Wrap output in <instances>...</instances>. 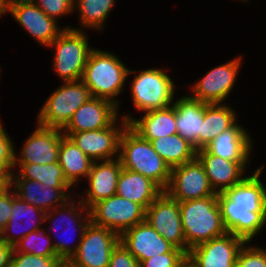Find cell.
Wrapping results in <instances>:
<instances>
[{"label":"cell","mask_w":266,"mask_h":267,"mask_svg":"<svg viewBox=\"0 0 266 267\" xmlns=\"http://www.w3.org/2000/svg\"><path fill=\"white\" fill-rule=\"evenodd\" d=\"M187 254L193 247L227 233L217 193L202 199L179 202Z\"/></svg>","instance_id":"obj_3"},{"label":"cell","mask_w":266,"mask_h":267,"mask_svg":"<svg viewBox=\"0 0 266 267\" xmlns=\"http://www.w3.org/2000/svg\"><path fill=\"white\" fill-rule=\"evenodd\" d=\"M236 112L225 103H205V114L200 133V149H203L220 133L237 122Z\"/></svg>","instance_id":"obj_29"},{"label":"cell","mask_w":266,"mask_h":267,"mask_svg":"<svg viewBox=\"0 0 266 267\" xmlns=\"http://www.w3.org/2000/svg\"><path fill=\"white\" fill-rule=\"evenodd\" d=\"M12 191L11 189L0 195V233L10 220L12 212Z\"/></svg>","instance_id":"obj_40"},{"label":"cell","mask_w":266,"mask_h":267,"mask_svg":"<svg viewBox=\"0 0 266 267\" xmlns=\"http://www.w3.org/2000/svg\"><path fill=\"white\" fill-rule=\"evenodd\" d=\"M58 162L64 177L72 185L77 186L78 179L88 177L93 161L67 136L60 140Z\"/></svg>","instance_id":"obj_28"},{"label":"cell","mask_w":266,"mask_h":267,"mask_svg":"<svg viewBox=\"0 0 266 267\" xmlns=\"http://www.w3.org/2000/svg\"><path fill=\"white\" fill-rule=\"evenodd\" d=\"M145 220L166 241L187 254L179 201L163 191L146 209Z\"/></svg>","instance_id":"obj_11"},{"label":"cell","mask_w":266,"mask_h":267,"mask_svg":"<svg viewBox=\"0 0 266 267\" xmlns=\"http://www.w3.org/2000/svg\"><path fill=\"white\" fill-rule=\"evenodd\" d=\"M196 157L203 164L209 183L217 194L240 183L245 178L242 176L246 165L250 163L226 160L210 154L204 148L197 150Z\"/></svg>","instance_id":"obj_21"},{"label":"cell","mask_w":266,"mask_h":267,"mask_svg":"<svg viewBox=\"0 0 266 267\" xmlns=\"http://www.w3.org/2000/svg\"><path fill=\"white\" fill-rule=\"evenodd\" d=\"M129 69L113 53L95 49L91 51L81 81L92 97L103 98L119 107L117 95L123 92Z\"/></svg>","instance_id":"obj_2"},{"label":"cell","mask_w":266,"mask_h":267,"mask_svg":"<svg viewBox=\"0 0 266 267\" xmlns=\"http://www.w3.org/2000/svg\"><path fill=\"white\" fill-rule=\"evenodd\" d=\"M173 106L175 108L177 134L193 145L196 150H199L205 102L184 95L178 100L176 99Z\"/></svg>","instance_id":"obj_25"},{"label":"cell","mask_w":266,"mask_h":267,"mask_svg":"<svg viewBox=\"0 0 266 267\" xmlns=\"http://www.w3.org/2000/svg\"><path fill=\"white\" fill-rule=\"evenodd\" d=\"M121 169L119 158L94 161L87 177L89 187L81 202L89 209L97 201L115 195Z\"/></svg>","instance_id":"obj_20"},{"label":"cell","mask_w":266,"mask_h":267,"mask_svg":"<svg viewBox=\"0 0 266 267\" xmlns=\"http://www.w3.org/2000/svg\"><path fill=\"white\" fill-rule=\"evenodd\" d=\"M12 212L10 216L9 222L6 224L3 231L0 233V239L5 243H8L11 246H14L18 243L23 237H25L28 233H31L36 230H41L40 228L42 224H45V215L46 212L42 211L41 209L33 206L30 203H26L25 201L21 200L14 190L12 191ZM29 217V219H28ZM27 219V220H25ZM32 219V221H31ZM24 221L27 222V228H22L25 225ZM31 221V222H29ZM23 222V223H22ZM29 224V225H28ZM32 224V225H31ZM26 226V225H25ZM20 228H22L20 230ZM17 229V230H16ZM18 229L22 232L18 231ZM29 229V230H28ZM14 233V235H10V233ZM9 233V234H8ZM16 236V237H15Z\"/></svg>","instance_id":"obj_23"},{"label":"cell","mask_w":266,"mask_h":267,"mask_svg":"<svg viewBox=\"0 0 266 267\" xmlns=\"http://www.w3.org/2000/svg\"><path fill=\"white\" fill-rule=\"evenodd\" d=\"M119 238L120 243L139 263L153 256L169 253L174 248L146 220L128 228Z\"/></svg>","instance_id":"obj_18"},{"label":"cell","mask_w":266,"mask_h":267,"mask_svg":"<svg viewBox=\"0 0 266 267\" xmlns=\"http://www.w3.org/2000/svg\"><path fill=\"white\" fill-rule=\"evenodd\" d=\"M19 23L41 46L47 47L65 28H59L56 20L50 18L35 3L13 6L8 10Z\"/></svg>","instance_id":"obj_19"},{"label":"cell","mask_w":266,"mask_h":267,"mask_svg":"<svg viewBox=\"0 0 266 267\" xmlns=\"http://www.w3.org/2000/svg\"><path fill=\"white\" fill-rule=\"evenodd\" d=\"M242 56L216 66L192 85V98L205 103H224L233 90Z\"/></svg>","instance_id":"obj_14"},{"label":"cell","mask_w":266,"mask_h":267,"mask_svg":"<svg viewBox=\"0 0 266 267\" xmlns=\"http://www.w3.org/2000/svg\"><path fill=\"white\" fill-rule=\"evenodd\" d=\"M243 245L237 256V265L239 267H266V250L264 248H259V246L254 247Z\"/></svg>","instance_id":"obj_35"},{"label":"cell","mask_w":266,"mask_h":267,"mask_svg":"<svg viewBox=\"0 0 266 267\" xmlns=\"http://www.w3.org/2000/svg\"><path fill=\"white\" fill-rule=\"evenodd\" d=\"M153 149L170 169L190 162L196 158L197 150L179 134L159 137L150 141Z\"/></svg>","instance_id":"obj_30"},{"label":"cell","mask_w":266,"mask_h":267,"mask_svg":"<svg viewBox=\"0 0 266 267\" xmlns=\"http://www.w3.org/2000/svg\"><path fill=\"white\" fill-rule=\"evenodd\" d=\"M244 244V239L227 232L193 247L187 255L198 267H233Z\"/></svg>","instance_id":"obj_15"},{"label":"cell","mask_w":266,"mask_h":267,"mask_svg":"<svg viewBox=\"0 0 266 267\" xmlns=\"http://www.w3.org/2000/svg\"><path fill=\"white\" fill-rule=\"evenodd\" d=\"M118 108L109 100L92 97L75 111L61 130L83 132L107 128L119 119Z\"/></svg>","instance_id":"obj_17"},{"label":"cell","mask_w":266,"mask_h":267,"mask_svg":"<svg viewBox=\"0 0 266 267\" xmlns=\"http://www.w3.org/2000/svg\"><path fill=\"white\" fill-rule=\"evenodd\" d=\"M263 167L217 194L226 231L249 243L266 224V186L259 179Z\"/></svg>","instance_id":"obj_1"},{"label":"cell","mask_w":266,"mask_h":267,"mask_svg":"<svg viewBox=\"0 0 266 267\" xmlns=\"http://www.w3.org/2000/svg\"><path fill=\"white\" fill-rule=\"evenodd\" d=\"M46 228L28 233L13 246V252L29 253L38 256H57L55 247L51 243V236Z\"/></svg>","instance_id":"obj_33"},{"label":"cell","mask_w":266,"mask_h":267,"mask_svg":"<svg viewBox=\"0 0 266 267\" xmlns=\"http://www.w3.org/2000/svg\"><path fill=\"white\" fill-rule=\"evenodd\" d=\"M35 4L54 20L74 12V0H36Z\"/></svg>","instance_id":"obj_36"},{"label":"cell","mask_w":266,"mask_h":267,"mask_svg":"<svg viewBox=\"0 0 266 267\" xmlns=\"http://www.w3.org/2000/svg\"><path fill=\"white\" fill-rule=\"evenodd\" d=\"M19 166L18 172L12 174V179H30L52 188H73L66 180L59 162L44 165L34 163H14ZM18 173V174H17Z\"/></svg>","instance_id":"obj_31"},{"label":"cell","mask_w":266,"mask_h":267,"mask_svg":"<svg viewBox=\"0 0 266 267\" xmlns=\"http://www.w3.org/2000/svg\"><path fill=\"white\" fill-rule=\"evenodd\" d=\"M119 160L124 169L150 178L165 190L171 169L153 149L150 141L142 138L129 125L123 130L119 142Z\"/></svg>","instance_id":"obj_4"},{"label":"cell","mask_w":266,"mask_h":267,"mask_svg":"<svg viewBox=\"0 0 266 267\" xmlns=\"http://www.w3.org/2000/svg\"><path fill=\"white\" fill-rule=\"evenodd\" d=\"M8 12V8L6 6L5 0H0V18L4 13Z\"/></svg>","instance_id":"obj_45"},{"label":"cell","mask_w":266,"mask_h":267,"mask_svg":"<svg viewBox=\"0 0 266 267\" xmlns=\"http://www.w3.org/2000/svg\"><path fill=\"white\" fill-rule=\"evenodd\" d=\"M120 120L119 123H116L117 120L104 129L62 133L69 137L93 162L112 160L119 157L120 137L128 125L125 119Z\"/></svg>","instance_id":"obj_13"},{"label":"cell","mask_w":266,"mask_h":267,"mask_svg":"<svg viewBox=\"0 0 266 267\" xmlns=\"http://www.w3.org/2000/svg\"><path fill=\"white\" fill-rule=\"evenodd\" d=\"M64 265L57 256L13 252L10 267H63Z\"/></svg>","instance_id":"obj_34"},{"label":"cell","mask_w":266,"mask_h":267,"mask_svg":"<svg viewBox=\"0 0 266 267\" xmlns=\"http://www.w3.org/2000/svg\"><path fill=\"white\" fill-rule=\"evenodd\" d=\"M13 189L21 200L44 212L62 206L69 199L74 198L72 192L68 193L69 188H52L30 179H12Z\"/></svg>","instance_id":"obj_22"},{"label":"cell","mask_w":266,"mask_h":267,"mask_svg":"<svg viewBox=\"0 0 266 267\" xmlns=\"http://www.w3.org/2000/svg\"><path fill=\"white\" fill-rule=\"evenodd\" d=\"M164 190L140 173L122 168L116 194L141 205L145 210Z\"/></svg>","instance_id":"obj_27"},{"label":"cell","mask_w":266,"mask_h":267,"mask_svg":"<svg viewBox=\"0 0 266 267\" xmlns=\"http://www.w3.org/2000/svg\"><path fill=\"white\" fill-rule=\"evenodd\" d=\"M108 267H140L136 258L119 243L113 250Z\"/></svg>","instance_id":"obj_39"},{"label":"cell","mask_w":266,"mask_h":267,"mask_svg":"<svg viewBox=\"0 0 266 267\" xmlns=\"http://www.w3.org/2000/svg\"><path fill=\"white\" fill-rule=\"evenodd\" d=\"M165 69H145L132 71L128 75L135 74L131 84V96L135 108L138 111L148 112L167 108L174 102L175 84Z\"/></svg>","instance_id":"obj_6"},{"label":"cell","mask_w":266,"mask_h":267,"mask_svg":"<svg viewBox=\"0 0 266 267\" xmlns=\"http://www.w3.org/2000/svg\"><path fill=\"white\" fill-rule=\"evenodd\" d=\"M115 3V0H74L73 9H77L80 14V28L102 31Z\"/></svg>","instance_id":"obj_32"},{"label":"cell","mask_w":266,"mask_h":267,"mask_svg":"<svg viewBox=\"0 0 266 267\" xmlns=\"http://www.w3.org/2000/svg\"><path fill=\"white\" fill-rule=\"evenodd\" d=\"M178 267H198V266L188 255H186L185 258L179 263Z\"/></svg>","instance_id":"obj_44"},{"label":"cell","mask_w":266,"mask_h":267,"mask_svg":"<svg viewBox=\"0 0 266 267\" xmlns=\"http://www.w3.org/2000/svg\"><path fill=\"white\" fill-rule=\"evenodd\" d=\"M75 201H76L75 199L71 198L64 205L56 207L55 209L46 212V215H45V222L51 221V219L54 220V221H52V223H50L51 225L49 228H50L51 232H54V230H58L57 228H59V227H60L59 230H61V229H63V226H65V225L67 226V227L66 226L65 227L70 232H71V230L72 231L78 230V232H79V237H78L79 241L77 244H74L75 246H73V247L72 246L70 247L69 246L70 244H68L69 242L71 243V241L68 242L63 237L61 238V240L55 241V243H53L55 250H56L57 257L64 264H66L71 259V257L76 253V251L78 249V245L80 244L81 238L83 236L84 230H85L86 226L88 225V223L90 222L89 209L81 202V200H79V199L77 200L78 204ZM57 217H60V221H59V218H57ZM58 224H60V225L62 224L63 226H58ZM75 227H77V228H75ZM66 233H64V235H66ZM58 237L59 236H57V238Z\"/></svg>","instance_id":"obj_12"},{"label":"cell","mask_w":266,"mask_h":267,"mask_svg":"<svg viewBox=\"0 0 266 267\" xmlns=\"http://www.w3.org/2000/svg\"><path fill=\"white\" fill-rule=\"evenodd\" d=\"M121 117L128 122V125L135 132L147 141L177 133L175 108L173 105L164 109L145 112L144 116L140 119H134L128 114Z\"/></svg>","instance_id":"obj_26"},{"label":"cell","mask_w":266,"mask_h":267,"mask_svg":"<svg viewBox=\"0 0 266 267\" xmlns=\"http://www.w3.org/2000/svg\"><path fill=\"white\" fill-rule=\"evenodd\" d=\"M90 221L119 235L145 221L146 210L139 204L117 194L97 201L89 208Z\"/></svg>","instance_id":"obj_9"},{"label":"cell","mask_w":266,"mask_h":267,"mask_svg":"<svg viewBox=\"0 0 266 267\" xmlns=\"http://www.w3.org/2000/svg\"><path fill=\"white\" fill-rule=\"evenodd\" d=\"M252 139L237 122L220 133L204 148L210 154L236 162H251Z\"/></svg>","instance_id":"obj_24"},{"label":"cell","mask_w":266,"mask_h":267,"mask_svg":"<svg viewBox=\"0 0 266 267\" xmlns=\"http://www.w3.org/2000/svg\"><path fill=\"white\" fill-rule=\"evenodd\" d=\"M36 0H5L8 10L17 5L35 3Z\"/></svg>","instance_id":"obj_43"},{"label":"cell","mask_w":266,"mask_h":267,"mask_svg":"<svg viewBox=\"0 0 266 267\" xmlns=\"http://www.w3.org/2000/svg\"><path fill=\"white\" fill-rule=\"evenodd\" d=\"M49 48H53V68L62 82L81 80L88 57L93 50L89 47L88 36L81 29L64 27Z\"/></svg>","instance_id":"obj_5"},{"label":"cell","mask_w":266,"mask_h":267,"mask_svg":"<svg viewBox=\"0 0 266 267\" xmlns=\"http://www.w3.org/2000/svg\"><path fill=\"white\" fill-rule=\"evenodd\" d=\"M90 98V90L81 80L63 82L45 100L36 122L41 126L62 129L75 111Z\"/></svg>","instance_id":"obj_7"},{"label":"cell","mask_w":266,"mask_h":267,"mask_svg":"<svg viewBox=\"0 0 266 267\" xmlns=\"http://www.w3.org/2000/svg\"><path fill=\"white\" fill-rule=\"evenodd\" d=\"M29 135L19 156L14 152V163L44 165L58 162L60 140L64 136L61 128L37 125Z\"/></svg>","instance_id":"obj_16"},{"label":"cell","mask_w":266,"mask_h":267,"mask_svg":"<svg viewBox=\"0 0 266 267\" xmlns=\"http://www.w3.org/2000/svg\"><path fill=\"white\" fill-rule=\"evenodd\" d=\"M13 246L0 239V267H10Z\"/></svg>","instance_id":"obj_41"},{"label":"cell","mask_w":266,"mask_h":267,"mask_svg":"<svg viewBox=\"0 0 266 267\" xmlns=\"http://www.w3.org/2000/svg\"><path fill=\"white\" fill-rule=\"evenodd\" d=\"M164 191L179 202L216 194L209 183L203 164L197 157L171 169L170 181Z\"/></svg>","instance_id":"obj_10"},{"label":"cell","mask_w":266,"mask_h":267,"mask_svg":"<svg viewBox=\"0 0 266 267\" xmlns=\"http://www.w3.org/2000/svg\"><path fill=\"white\" fill-rule=\"evenodd\" d=\"M187 254L178 248H173L169 253L153 256L141 261L140 267H178Z\"/></svg>","instance_id":"obj_37"},{"label":"cell","mask_w":266,"mask_h":267,"mask_svg":"<svg viewBox=\"0 0 266 267\" xmlns=\"http://www.w3.org/2000/svg\"><path fill=\"white\" fill-rule=\"evenodd\" d=\"M0 121V169L12 170L14 168V144L8 136L4 125Z\"/></svg>","instance_id":"obj_38"},{"label":"cell","mask_w":266,"mask_h":267,"mask_svg":"<svg viewBox=\"0 0 266 267\" xmlns=\"http://www.w3.org/2000/svg\"><path fill=\"white\" fill-rule=\"evenodd\" d=\"M12 170L0 169V195L12 189Z\"/></svg>","instance_id":"obj_42"},{"label":"cell","mask_w":266,"mask_h":267,"mask_svg":"<svg viewBox=\"0 0 266 267\" xmlns=\"http://www.w3.org/2000/svg\"><path fill=\"white\" fill-rule=\"evenodd\" d=\"M119 243L118 233L90 221L76 253L65 265L67 267H108L111 254Z\"/></svg>","instance_id":"obj_8"}]
</instances>
